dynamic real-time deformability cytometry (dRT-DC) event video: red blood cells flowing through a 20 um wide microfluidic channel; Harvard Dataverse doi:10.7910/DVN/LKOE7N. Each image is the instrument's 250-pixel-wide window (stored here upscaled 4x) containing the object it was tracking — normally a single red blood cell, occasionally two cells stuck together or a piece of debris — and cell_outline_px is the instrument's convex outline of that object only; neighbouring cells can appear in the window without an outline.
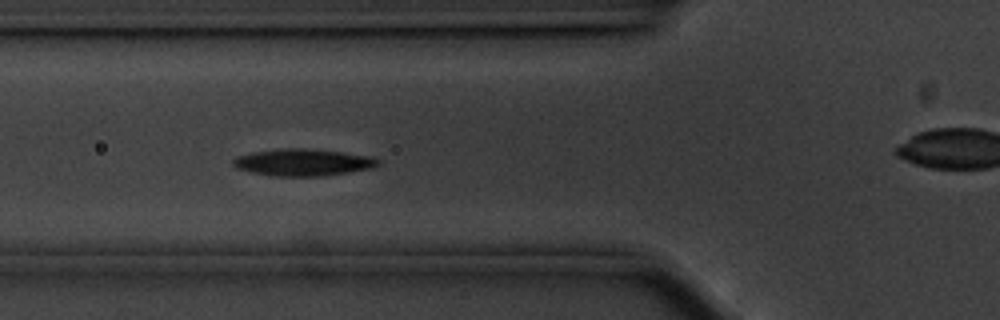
{"species": "common noctule bat (a hibernating species)", "species_latin": "Nyctalus noctula", "temperature_condition": "cold", "stored_images_in_passage": 44, "camera_frame_rate_fps": 3000, "um_per_image_px": 0.085, "animal": {"sex": "male", "body_mass_g": 20.1, "forearm_length_mm": 53.5}, "frame": {"image": 1, "passage_image": 7, "time_ms": 2.0, "image_size_px": [1000, 320], "cell_outline_px": [[380, 164], [372, 168], [348, 172], [320, 176], [272, 176], [252, 172], [236, 168], [232, 164], [232, 160], [236, 156], [252, 152], [288, 148], [304, 148], [340, 152], [372, 156], [380, 160]], "centroid_in_image_um": [25.74, 13.8], "position_along_channel_um": 100.1, "area_um2": 22.66}}
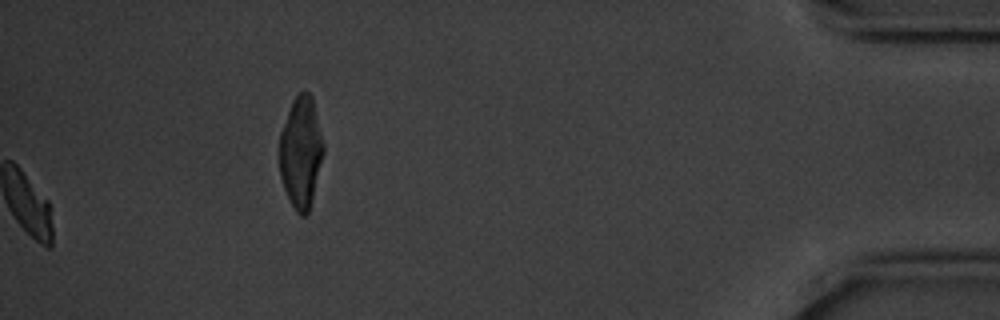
{"frame": {"image": 2, "passage_image": 44, "time_ms": 14.333, "image_size_px": [1000, 320], "cell_outline_px": [[324, 152], [312, 200], [308, 212], [304, 216], [300, 216], [296, 212], [284, 188], [280, 176], [280, 132], [292, 100], [304, 88], [312, 96], [324, 144]], "centroid_in_image_um": [25.58, 12.91], "position_along_channel_um": 409.6, "area_um2": 28.5}, "authors_computed_cell_mechanics": {"area_um2": 21.5883, "velocity_mm_per_s": 3.5124, "shape_relaxation_time_tau1_ms": 4.5988, "shape_relaxation_time_tau2_ms": null, "deformation_change_tau1": 0.1647, "deformation_change_tau2": null}}